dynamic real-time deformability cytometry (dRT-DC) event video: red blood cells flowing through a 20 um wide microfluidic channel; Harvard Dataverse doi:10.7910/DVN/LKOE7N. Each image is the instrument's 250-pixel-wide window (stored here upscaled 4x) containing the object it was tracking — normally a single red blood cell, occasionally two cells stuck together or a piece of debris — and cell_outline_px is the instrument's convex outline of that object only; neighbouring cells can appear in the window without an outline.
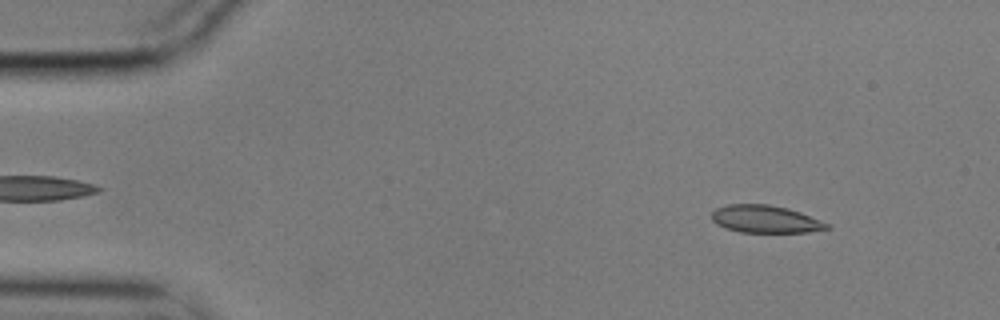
{"species": "common noctule bat (a hibernating species)", "species_latin": "Nyctalus noctula", "temperature_condition": "cold", "stored_images_in_passage": 43, "camera_frame_rate_fps": 3000, "um_per_image_px": 0.085, "animal": {"sex": "male", "body_mass_g": 17.9}, "frame": {"image": 1, "passage_image": 6, "time_ms": 1.667, "image_size_px": [1000, 320], "cell_outline_px": [[832, 228], [808, 232], [740, 232], [724, 228], [716, 224], [712, 220], [712, 212], [716, 208], [728, 204], [768, 204], [788, 208], [800, 212], [832, 224]], "centroid_in_image_um": [65.08, 18.63], "position_along_channel_um": 19.9, "area_um2": 18.67}}
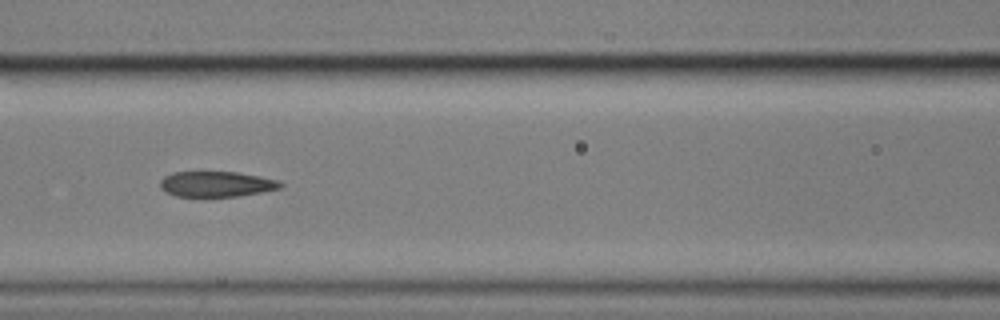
{"frame": {"image": 2, "passage_image": 24, "time_ms": 7.667, "image_size_px": [1000, 320], "cell_outline_px": [[284, 184], [280, 188], [240, 196], [204, 200], [176, 196], [164, 192], [160, 188], [160, 180], [164, 176], [172, 172], [236, 172], [260, 176], [280, 180]], "centroid_in_image_um": [18.34, 15.7], "position_along_channel_um": 148.3, "area_um2": 18.84}}
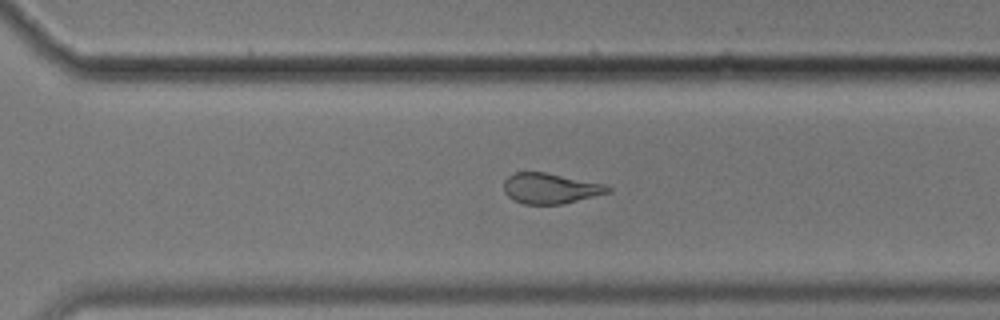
{"frame": {"image": 3, "passage_image": 39, "time_ms": 12.667, "image_size_px": [1000, 320], "cell_outline_px": [[612, 192], [560, 204], [524, 204], [512, 200], [504, 192], [504, 180], [508, 176], [516, 172], [544, 172], [604, 184], [612, 188]], "centroid_in_image_um": [46.76, 16.01], "position_along_channel_um": 323.8, "area_um2": 18.38}}